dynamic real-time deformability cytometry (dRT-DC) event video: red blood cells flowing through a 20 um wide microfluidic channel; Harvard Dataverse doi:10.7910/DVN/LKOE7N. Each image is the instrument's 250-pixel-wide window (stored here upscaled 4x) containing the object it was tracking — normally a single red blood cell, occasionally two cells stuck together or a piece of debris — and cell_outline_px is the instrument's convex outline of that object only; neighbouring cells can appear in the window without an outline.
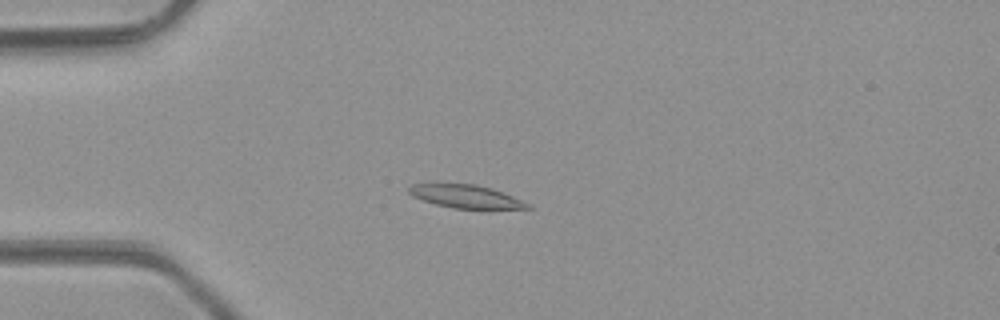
{"species": "common noctule bat (a hibernating species)", "species_latin": "Nyctalus noctula", "temperature_condition": "room temperature", "stored_images_in_passage": 49, "camera_frame_rate_fps": 3000, "um_per_image_px": 0.085, "animal": {"sex": "male", "body_mass_g": 23.1, "forearm_length_mm": 52.7}, "frame": {"image": 1, "passage_image": 13, "time_ms": 4.0, "image_size_px": [1000, 320], "cell_outline_px": [[532, 208], [452, 208], [436, 204], [412, 196], [408, 192], [408, 188], [412, 184], [436, 180], [476, 184], [492, 188], [504, 192], [532, 204]], "centroid_in_image_um": [39.51, 16.63], "position_along_channel_um": 45.5, "area_um2": 16.76}}
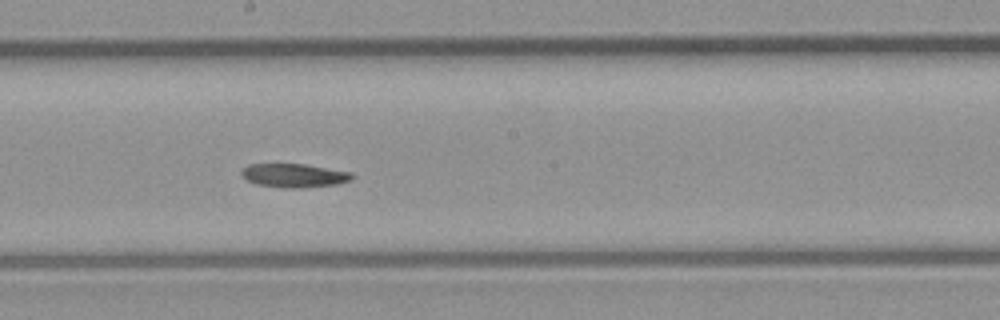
{"frame": {"image": 2, "passage_image": 27, "time_ms": 8.667, "image_size_px": [1000, 320], "cell_outline_px": [[352, 180], [336, 184], [300, 188], [280, 188], [256, 184], [240, 176], [240, 172], [248, 164], [304, 164], [352, 172]], "centroid_in_image_um": [24.97, 14.92], "position_along_channel_um": 223.2, "area_um2": 15.32}}
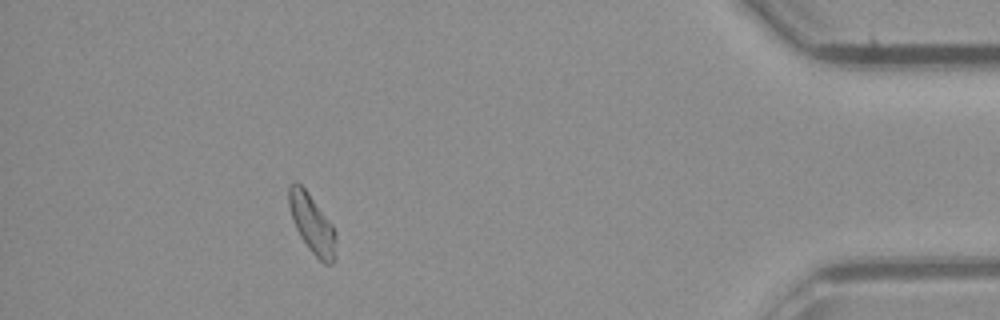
{"frame": {"image": 3, "passage_image": 44, "time_ms": 14.333, "image_size_px": [1000, 320], "cell_outline_px": [[336, 256], [332, 264], [324, 264], [308, 248], [300, 236], [292, 220], [288, 204], [288, 184], [296, 180], [308, 192], [332, 224]], "centroid_in_image_um": [26.48, 18.99], "position_along_channel_um": 408.7, "area_um2": 16.01}, "authors_computed_cell_mechanics": {"area_um2": 16.184, "velocity_mm_per_s": 4.2492, "shape_relaxation_time_tau1_ms": null, "shape_relaxation_time_tau2_ms": 8.7762, "deformation_change_tau1": null, "deformation_change_tau2": 0.1544}}